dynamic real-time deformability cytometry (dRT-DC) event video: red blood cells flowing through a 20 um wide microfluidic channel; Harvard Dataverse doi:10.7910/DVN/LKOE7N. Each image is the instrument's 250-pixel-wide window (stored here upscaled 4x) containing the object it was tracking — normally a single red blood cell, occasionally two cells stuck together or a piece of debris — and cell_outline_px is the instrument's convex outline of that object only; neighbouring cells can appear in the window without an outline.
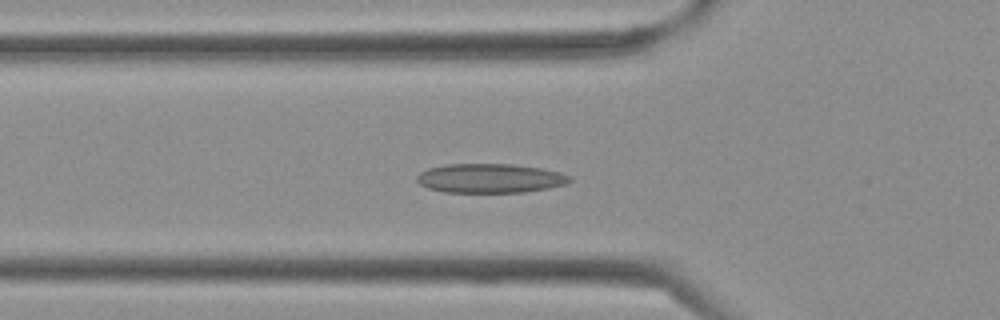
{"species": "Egyptian fruit bat (a non-hibernating species)", "species_latin": "Rousettus aegyptiacus", "temperature_condition": "cold", "stored_images_in_passage": 39, "camera_frame_rate_fps": 3000, "um_per_image_px": 0.085, "frame": {"image": 1, "passage_image": 12, "time_ms": 3.667, "image_size_px": [1000, 320], "cell_outline_px": [[572, 180], [564, 184], [548, 188], [524, 192], [444, 192], [428, 188], [420, 184], [416, 180], [416, 176], [420, 172], [428, 168], [448, 164], [512, 164], [540, 168], [560, 172], [572, 176]], "centroid_in_image_um": [41.64, 15.15], "position_along_channel_um": 84.2, "area_um2": 26.01}}
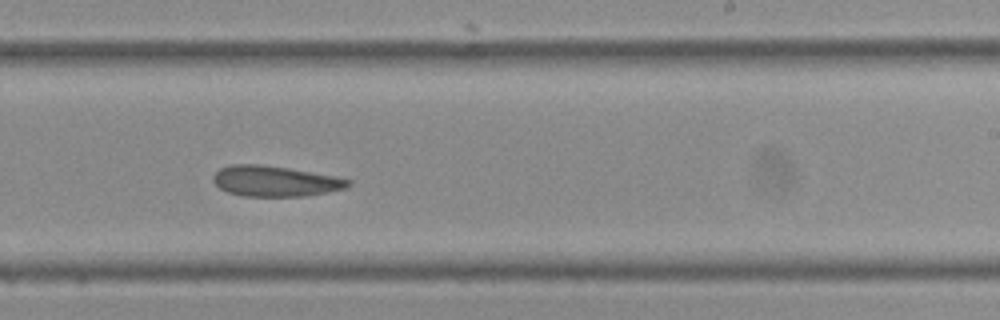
{"frame": {"image": 2, "passage_image": 23, "time_ms": 7.333, "image_size_px": [1000, 320], "cell_outline_px": [[352, 184], [348, 188], [308, 196], [244, 196], [228, 192], [220, 188], [212, 180], [212, 176], [220, 168], [232, 164], [260, 164], [288, 168], [336, 176], [352, 180]], "centroid_in_image_um": [23.42, 15.4], "position_along_channel_um": 265.6, "area_um2": 24.22}}
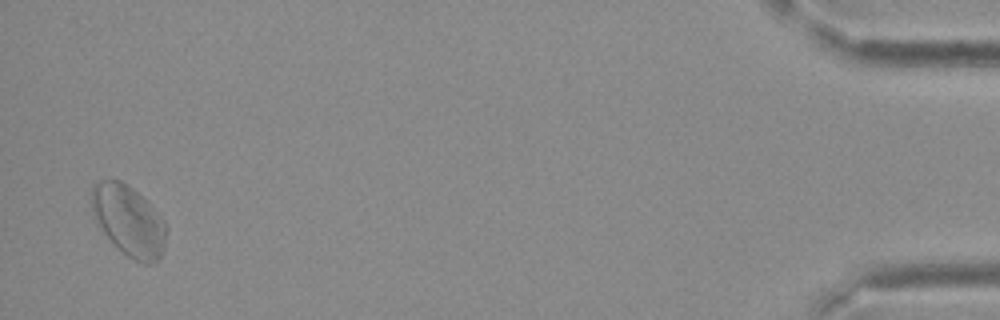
{"frame": {"image": 3, "passage_image": 38, "time_ms": 12.333, "image_size_px": [1000, 320], "cell_outline_px": [[168, 228], [164, 248], [160, 256], [152, 264], [144, 264], [128, 256], [96, 224], [92, 216], [92, 188], [100, 180], [112, 176], [120, 180], [132, 188], [164, 220]], "centroid_in_image_um": [10.93, 18.73], "position_along_channel_um": 424.3, "area_um2": 30.4}}